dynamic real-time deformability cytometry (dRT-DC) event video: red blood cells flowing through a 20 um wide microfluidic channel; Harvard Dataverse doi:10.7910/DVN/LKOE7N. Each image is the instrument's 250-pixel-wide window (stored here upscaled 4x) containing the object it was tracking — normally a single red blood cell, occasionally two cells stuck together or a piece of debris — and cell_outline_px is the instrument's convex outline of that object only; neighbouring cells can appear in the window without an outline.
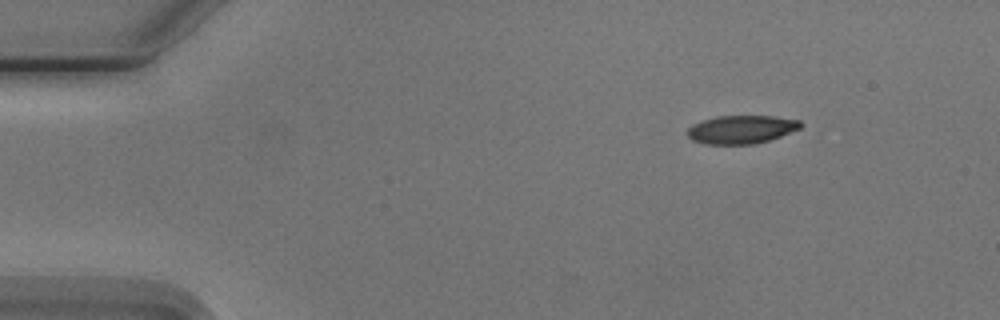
{"species": "Egyptian fruit bat (a non-hibernating species)", "species_latin": "Rousettus aegyptiacus", "temperature_condition": "cold", "stored_images_in_passage": 3, "camera_frame_rate_fps": 3000, "um_per_image_px": 0.085, "animal": {"sex": "male"}, "frame": {"image": 1, "passage_image": 3, "time_ms": 2.333, "image_size_px": [1000, 320], "cell_outline_px": [[804, 124], [800, 128], [780, 136], [756, 144], [704, 144], [692, 140], [688, 136], [688, 128], [692, 124], [716, 116], [772, 116], [800, 120]], "centroid_in_image_um": [63.01, 11.0], "position_along_channel_um": 22.0, "area_um2": 18.61}}